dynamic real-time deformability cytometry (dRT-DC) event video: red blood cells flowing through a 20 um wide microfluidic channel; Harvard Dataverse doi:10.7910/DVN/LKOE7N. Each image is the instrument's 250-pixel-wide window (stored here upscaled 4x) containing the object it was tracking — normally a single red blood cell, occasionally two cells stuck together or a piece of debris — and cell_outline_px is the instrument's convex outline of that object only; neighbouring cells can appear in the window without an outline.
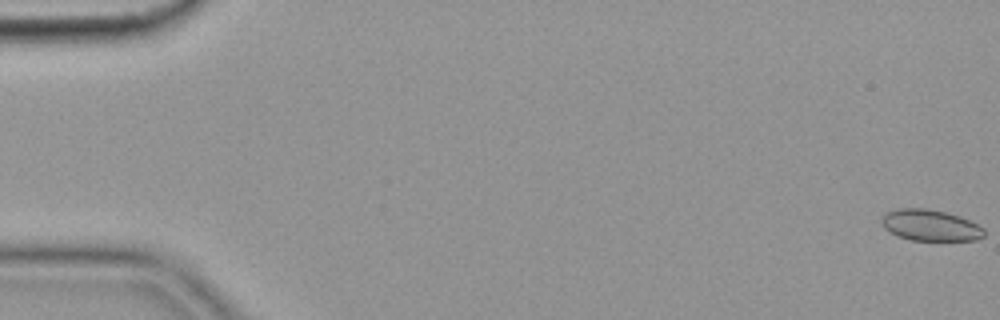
{"species": "common noctule bat (a hibernating species)", "species_latin": "Nyctalus noctula", "temperature_condition": "cold", "stored_images_in_passage": 57, "camera_frame_rate_fps": 3000, "um_per_image_px": 0.085, "animal": {"sex": "female", "body_mass_g": 19.9}, "frame": {"image": 1, "passage_image": 1, "time_ms": 0.0, "image_size_px": [1000, 320], "cell_outline_px": [[984, 236], [976, 240], [912, 240], [896, 236], [884, 228], [880, 224], [880, 220], [884, 212], [900, 208], [924, 208], [948, 212], [960, 216], [984, 228]], "centroid_in_image_um": [79.03, 19.14], "position_along_channel_um": 6.0, "area_um2": 18.84}}
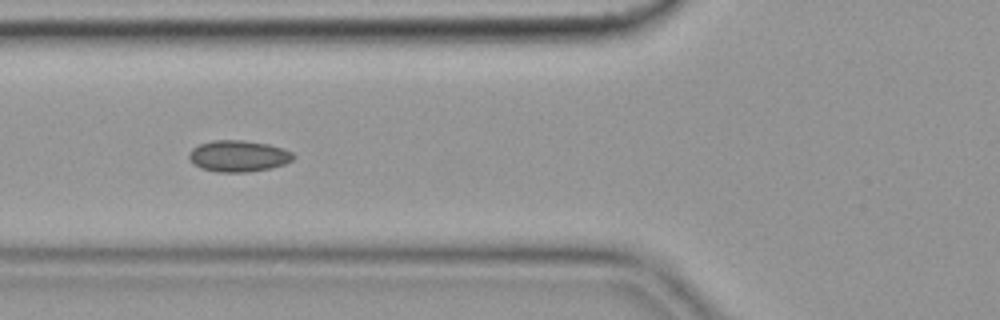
{"frame": {"image": 2, "passage_image": 22, "time_ms": 7.0, "image_size_px": [1000, 320], "cell_outline_px": [[296, 156], [292, 160], [284, 164], [272, 168], [248, 172], [220, 172], [200, 168], [188, 156], [188, 152], [192, 148], [200, 144], [212, 140], [244, 140], [268, 144], [284, 148], [292, 152]], "centroid_in_image_um": [20.29, 13.26], "position_along_channel_um": 105.5, "area_um2": 19.13}}
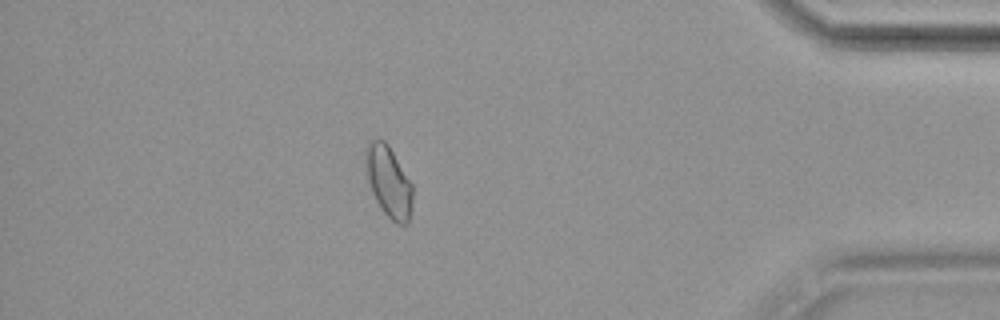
{"frame": {"image": 3, "passage_image": 50, "time_ms": 16.333, "image_size_px": [1000, 320], "cell_outline_px": [[412, 204], [408, 224], [396, 224], [380, 208], [372, 192], [368, 180], [364, 160], [364, 148], [368, 140], [384, 140], [388, 144], [412, 184]], "centroid_in_image_um": [33.01, 15.41], "position_along_channel_um": 402.2, "area_um2": 19.54}, "authors_computed_cell_mechanics": {"area_um2": 18.785, "velocity_mm_per_s": 3.6011, "shape_relaxation_time_tau1_ms": null, "shape_relaxation_time_tau2_ms": 1.608, "deformation_change_tau1": null, "deformation_change_tau2": 0.0519}}